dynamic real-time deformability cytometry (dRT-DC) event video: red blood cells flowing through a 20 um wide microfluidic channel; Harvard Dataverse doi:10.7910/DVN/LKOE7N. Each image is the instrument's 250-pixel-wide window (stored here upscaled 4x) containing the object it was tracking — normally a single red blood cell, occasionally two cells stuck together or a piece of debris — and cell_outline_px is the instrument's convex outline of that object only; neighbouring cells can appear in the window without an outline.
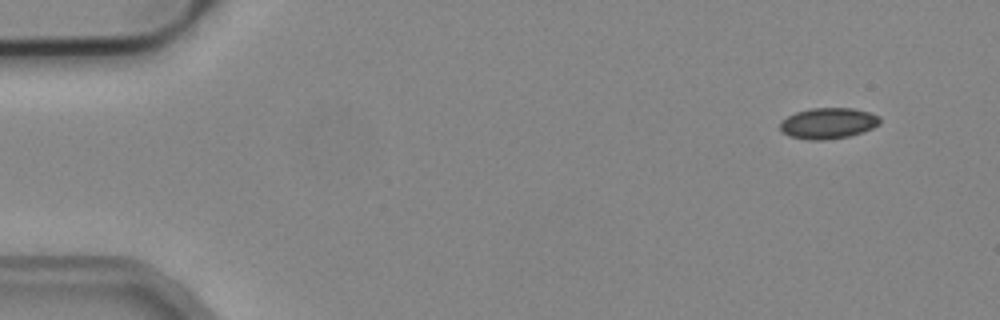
{"species": "common noctule bat (a hibernating species)", "species_latin": "Nyctalus noctula", "temperature_condition": "cold", "stored_images_in_passage": 5, "segment_of_instrument_passage": [1, 2], "camera_frame_rate_fps": 3000, "um_per_image_px": 0.085, "animal": {"sex": "male", "body_mass_g": 19.2, "forearm_length_mm": 51.8}, "frame": {"image": 1, "passage_image": 1, "time_ms": 0.0, "image_size_px": [1000, 320], "cell_outline_px": [[880, 124], [864, 132], [848, 136], [824, 140], [808, 140], [788, 136], [780, 132], [780, 120], [796, 112], [812, 108], [852, 108], [868, 112], [880, 116]], "centroid_in_image_um": [70.37, 10.48], "position_along_channel_um": 14.6, "area_um2": 18.15}}
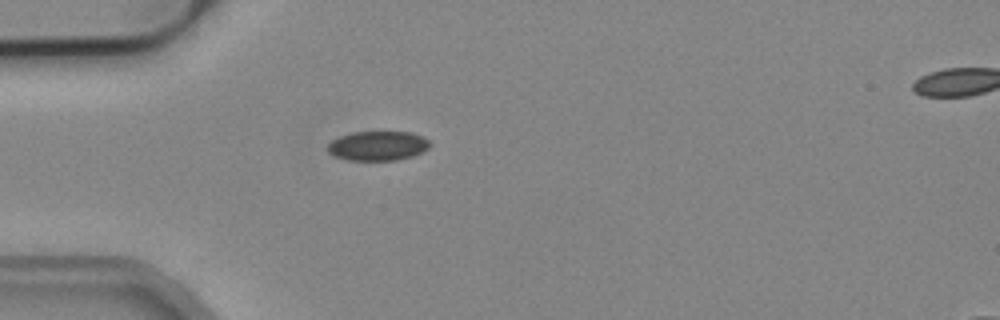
{"frame": {"image": 2, "passage_image": 4, "time_ms": 1.0, "image_size_px": [1000, 320], "cell_outline_px": [[432, 144], [428, 148], [412, 156], [396, 160], [348, 160], [332, 156], [328, 152], [328, 144], [332, 140], [340, 136], [352, 132], [412, 132], [428, 140]], "centroid_in_image_um": [32.09, 12.39], "position_along_channel_um": 52.9, "area_um2": 17.51}}